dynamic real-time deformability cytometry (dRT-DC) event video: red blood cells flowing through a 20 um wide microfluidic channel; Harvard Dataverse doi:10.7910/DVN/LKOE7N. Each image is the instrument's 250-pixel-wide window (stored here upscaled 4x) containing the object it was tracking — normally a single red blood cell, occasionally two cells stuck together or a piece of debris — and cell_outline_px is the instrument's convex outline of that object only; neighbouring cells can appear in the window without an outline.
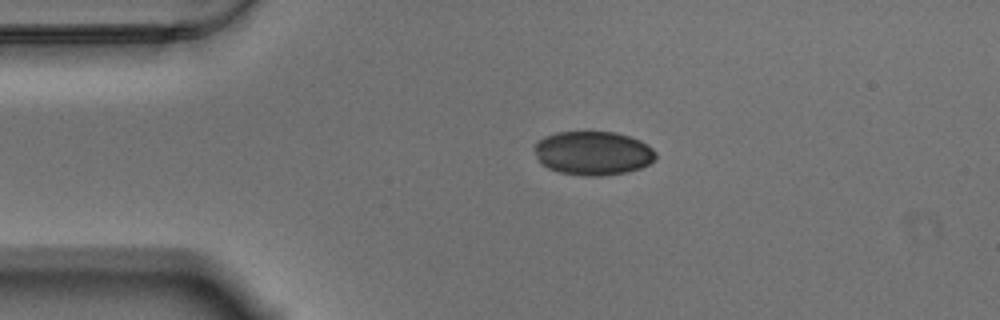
{"species": "Egyptian fruit bat (a non-hibernating species)", "species_latin": "Rousettus aegyptiacus", "temperature_condition": "warm", "stored_images_in_passage": 46, "camera_frame_rate_fps": 3000, "um_per_image_px": 0.085, "animal": {"sex": "male"}, "frame": {"image": 1, "passage_image": 1, "time_ms": 0.0, "image_size_px": [1000, 320], "cell_outline_px": [[656, 160], [640, 168], [624, 172], [600, 176], [584, 176], [560, 172], [548, 168], [540, 164], [536, 156], [536, 144], [544, 136], [556, 132], [616, 132], [640, 140], [648, 144], [656, 152]], "centroid_in_image_um": [50.42, 13.01], "position_along_channel_um": 34.6, "area_um2": 30.98}}
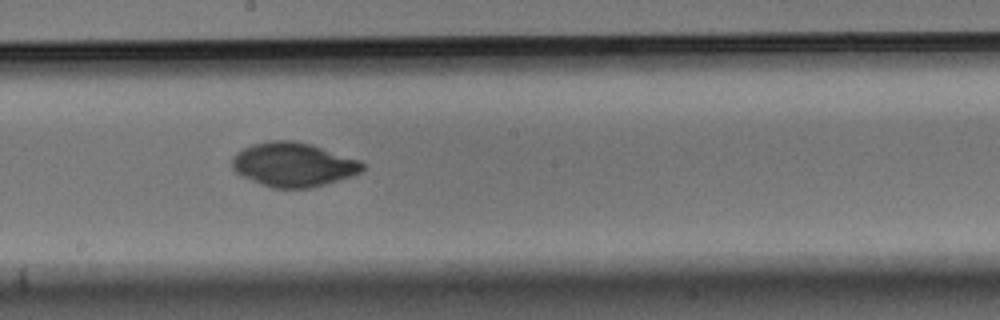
{"frame": {"image": 2, "passage_image": 20, "time_ms": 6.333, "image_size_px": [1000, 320], "cell_outline_px": [[364, 168], [360, 172], [312, 188], [272, 188], [260, 184], [240, 176], [232, 168], [232, 156], [236, 152], [252, 144], [268, 140], [292, 140], [308, 144], [360, 160], [364, 164]], "centroid_in_image_um": [24.86, 13.99], "position_along_channel_um": 223.3, "area_um2": 33.29}}
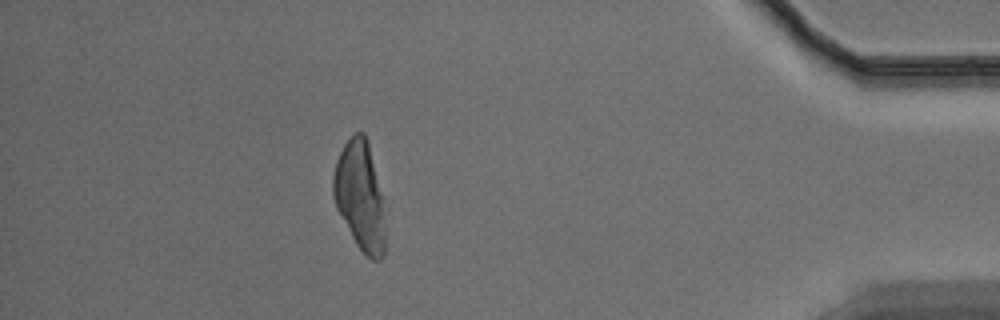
{"frame": {"image": 3, "passage_image": 40, "time_ms": 13.0, "image_size_px": [1000, 320], "cell_outline_px": [[384, 252], [380, 260], [372, 260], [356, 244], [336, 208], [332, 192], [332, 180], [336, 160], [344, 144], [352, 132], [364, 132], [368, 140], [380, 192], [384, 228]], "centroid_in_image_um": [30.56, 16.61], "position_along_channel_um": 404.6, "area_um2": 32.48}}